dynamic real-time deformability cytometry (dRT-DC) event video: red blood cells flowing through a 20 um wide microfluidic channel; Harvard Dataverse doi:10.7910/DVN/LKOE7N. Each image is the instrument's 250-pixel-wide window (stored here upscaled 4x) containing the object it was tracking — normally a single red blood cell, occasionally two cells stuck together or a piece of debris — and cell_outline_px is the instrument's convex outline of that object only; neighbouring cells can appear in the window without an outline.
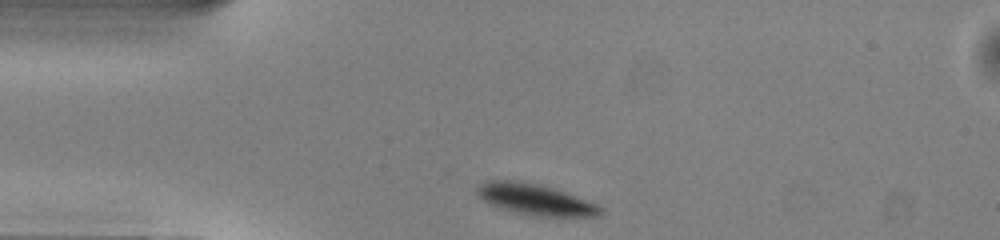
{"species": "common noctule bat (a hibernating species)", "species_latin": "Nyctalus noctula", "temperature_condition": "warm", "stored_images_in_passage": 41, "camera_frame_rate_fps": 3000, "um_per_image_px": 0.085, "animal": {"sex": "male", "body_mass_g": 13.0, "forearm_length_mm": 53.1}, "frame": {"image": 1, "passage_image": 1, "time_ms": 0.0, "image_size_px": [1000, 240], "cell_outline_px": [[604, 212], [600, 216], [532, 216], [500, 208], [488, 204], [476, 196], [476, 188], [480, 184], [488, 180], [512, 180], [536, 184], [552, 188], [576, 196], [596, 204], [604, 208]], "centroid_in_image_um": [45.46, 16.96], "position_along_channel_um": 39.5, "area_um2": 22.25}}
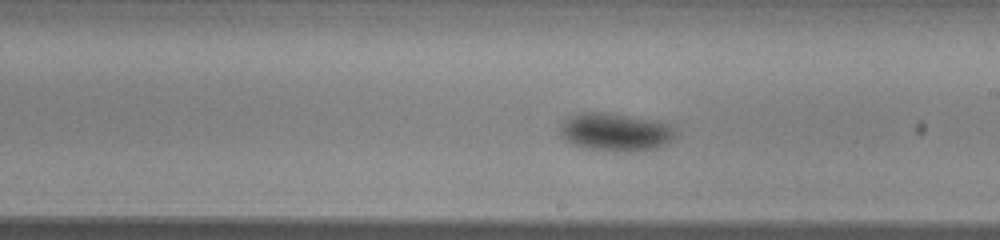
{"frame": {"image": 2, "passage_image": 18, "time_ms": 5.667, "image_size_px": [1000, 240], "cell_outline_px": [[676, 136], [668, 144], [656, 148], [636, 152], [616, 152], [584, 148], [572, 144], [564, 140], [560, 136], [560, 128], [568, 116], [580, 112], [608, 112], [676, 124]], "centroid_in_image_um": [52.37, 11.23], "position_along_channel_um": 236.6, "area_um2": 26.36}}
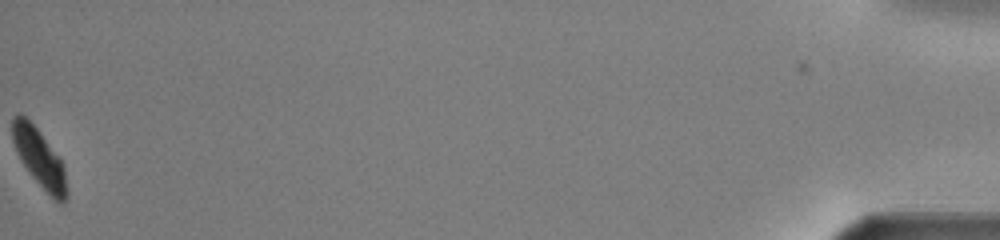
{"frame": {"image": 3, "passage_image": 41, "time_ms": 13.333, "image_size_px": [1000, 240], "cell_outline_px": [[68, 196], [64, 204], [60, 204], [32, 176], [20, 160], [16, 152], [12, 140], [12, 116], [20, 112], [36, 128], [60, 156], [64, 164], [68, 192]], "centroid_in_image_um": [3.36, 13.42], "position_along_channel_um": 431.8, "area_um2": 18.55}, "authors_computed_cell_mechanics": {"area_um2": 24.1604, "velocity_mm_per_s": 3.9548, "shape_relaxation_time_tau1_ms": 2.0132, "shape_relaxation_time_tau2_ms": null, "deformation_change_tau1": 0.09, "deformation_change_tau2": null}}